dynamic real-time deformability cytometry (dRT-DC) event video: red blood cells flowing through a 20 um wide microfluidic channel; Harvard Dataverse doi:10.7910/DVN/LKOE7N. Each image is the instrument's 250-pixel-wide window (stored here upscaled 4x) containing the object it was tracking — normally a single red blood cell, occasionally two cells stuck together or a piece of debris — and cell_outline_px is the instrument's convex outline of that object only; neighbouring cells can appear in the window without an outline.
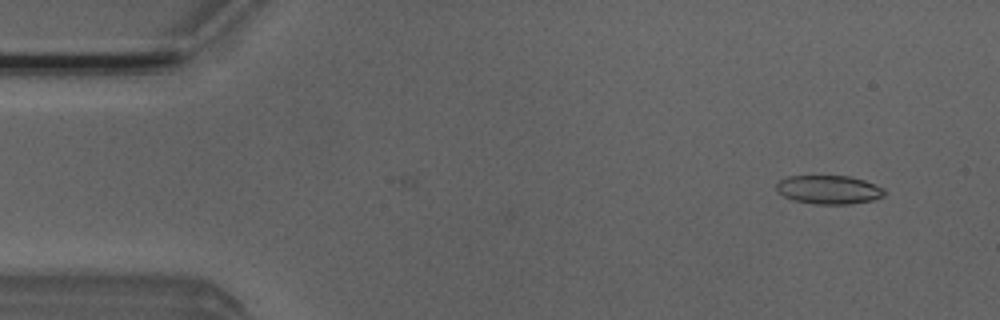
{"species": "Egyptian fruit bat (a non-hibernating species)", "species_latin": "Rousettus aegyptiacus", "temperature_condition": "room temperature", "stored_images_in_passage": 48, "camera_frame_rate_fps": 3000, "um_per_image_px": 0.085, "animal": {"sex": "male"}, "frame": {"image": 1, "passage_image": 1, "time_ms": 0.0, "image_size_px": [1000, 320], "cell_outline_px": [[888, 192], [884, 196], [872, 200], [848, 204], [816, 204], [792, 200], [776, 192], [776, 184], [780, 180], [788, 176], [848, 176], [864, 180], [884, 188]], "centroid_in_image_um": [70.45, 16.12], "position_along_channel_um": 14.6, "area_um2": 18.15}}
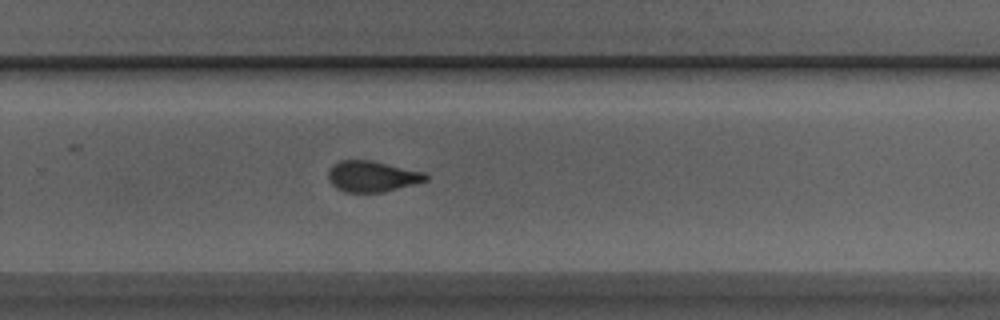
{"frame": {"image": 2, "passage_image": 30, "time_ms": 9.667, "image_size_px": [1000, 320], "cell_outline_px": [[428, 180], [380, 192], [344, 192], [336, 188], [328, 180], [328, 172], [332, 164], [340, 160], [372, 160], [424, 172], [428, 176]], "centroid_in_image_um": [31.58, 14.97], "position_along_channel_um": 298.2, "area_um2": 17.46}}
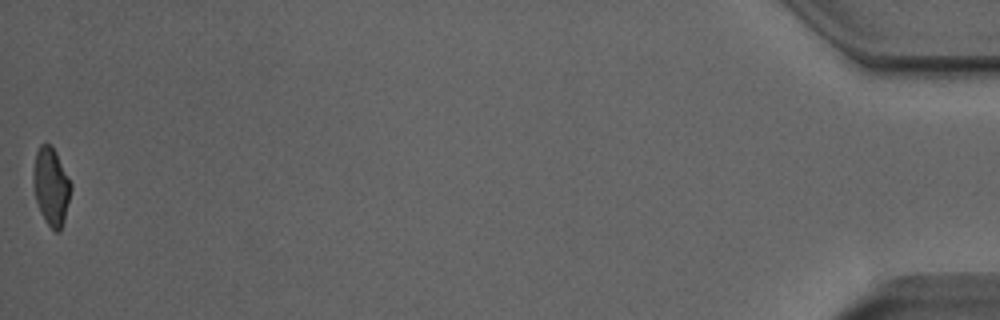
{"frame": {"image": 3, "passage_image": 48, "time_ms": 15.667, "image_size_px": [1000, 320], "cell_outline_px": [[72, 188], [64, 220], [60, 232], [56, 232], [48, 224], [40, 212], [36, 200], [32, 172], [36, 152], [40, 144], [48, 144], [56, 152], [72, 184]], "centroid_in_image_um": [4.35, 15.85], "position_along_channel_um": 430.9, "area_um2": 16.88}, "authors_computed_cell_mechanics": {"area_um2": 17.918, "velocity_mm_per_s": 3.9787, "shape_relaxation_time_tau1_ms": 8.4028, "shape_relaxation_time_tau2_ms": 1.6645, "deformation_change_tau1": 0.2042, "deformation_change_tau2": 0.0956}}